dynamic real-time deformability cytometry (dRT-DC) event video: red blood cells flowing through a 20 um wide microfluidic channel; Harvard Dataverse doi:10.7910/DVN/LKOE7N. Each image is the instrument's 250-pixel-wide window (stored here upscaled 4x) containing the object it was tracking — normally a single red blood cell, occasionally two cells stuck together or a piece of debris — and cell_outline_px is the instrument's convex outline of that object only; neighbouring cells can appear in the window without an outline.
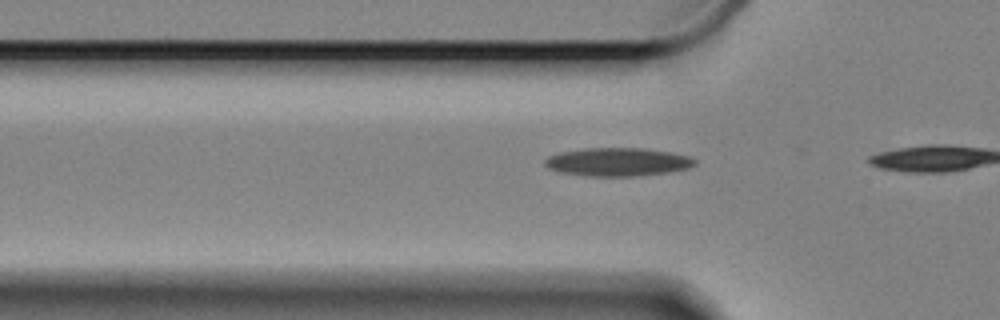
{"species": "Egyptian fruit bat (a non-hibernating species)", "species_latin": "Rousettus aegyptiacus", "temperature_condition": "cold", "stored_images_in_passage": 3, "camera_frame_rate_fps": 3000, "um_per_image_px": 0.085, "animal": {"sex": "female"}, "frame": {"image": 1, "passage_image": 2, "time_ms": 0.333, "image_size_px": [1000, 320], "cell_outline_px": [[696, 164], [688, 168], [668, 172], [636, 176], [584, 176], [560, 172], [548, 168], [544, 164], [544, 160], [548, 156], [560, 152], [584, 148], [644, 148], [672, 152], [692, 156], [696, 160]], "centroid_in_image_um": [52.51, 13.76], "position_along_channel_um": 73.3, "area_um2": 24.97}}